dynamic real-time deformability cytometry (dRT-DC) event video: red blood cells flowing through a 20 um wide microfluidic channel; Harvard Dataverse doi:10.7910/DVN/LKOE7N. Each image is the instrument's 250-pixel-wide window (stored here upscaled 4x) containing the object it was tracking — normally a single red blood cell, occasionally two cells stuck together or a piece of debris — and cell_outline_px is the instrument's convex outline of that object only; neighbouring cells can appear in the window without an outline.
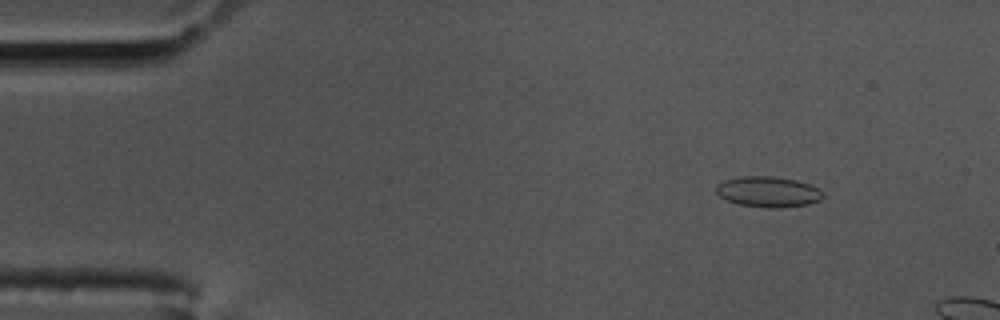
{"species": "common noctule bat (a hibernating species)", "species_latin": "Nyctalus noctula", "temperature_condition": "cold", "stored_images_in_passage": 53, "camera_frame_rate_fps": 3000, "um_per_image_px": 0.085, "animal": {"sex": "male", "body_mass_g": 17.5, "forearm_length_mm": 52.3}, "frame": {"image": 1, "passage_image": 5, "time_ms": 1.333, "image_size_px": [1000, 320], "cell_outline_px": [[824, 196], [820, 200], [808, 204], [780, 208], [768, 208], [740, 204], [728, 200], [720, 196], [716, 192], [716, 188], [724, 180], [740, 176], [772, 176], [796, 180], [808, 184], [824, 192]], "centroid_in_image_um": [65.31, 16.3], "position_along_channel_um": 19.7, "area_um2": 18.9}}
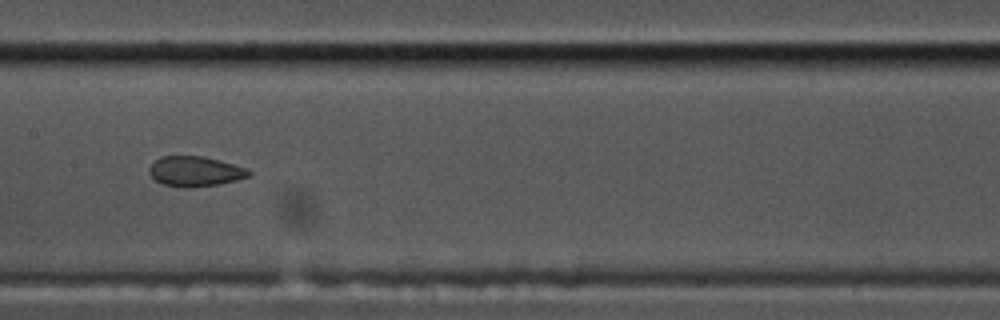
{"frame": {"image": 2, "passage_image": 27, "time_ms": 8.667, "image_size_px": [1000, 320], "cell_outline_px": [[252, 176], [220, 184], [192, 188], [184, 188], [164, 184], [156, 180], [148, 172], [148, 168], [160, 156], [204, 156], [248, 168], [252, 172]], "centroid_in_image_um": [16.62, 14.57], "position_along_channel_um": 190.8, "area_um2": 17.63}}
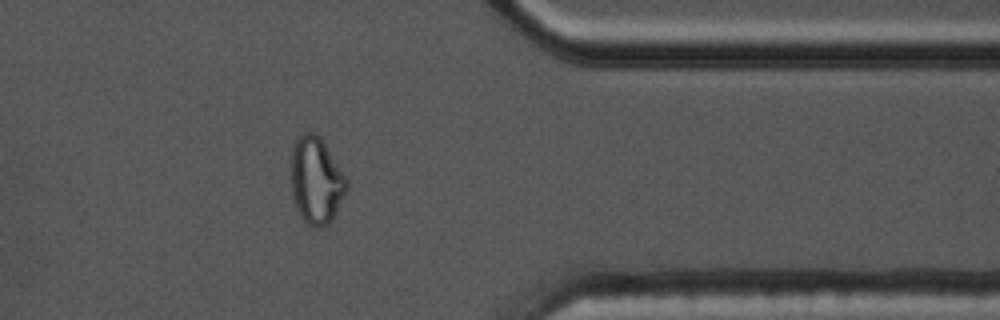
{"frame": {"image": 3, "passage_image": 45, "time_ms": 14.667, "image_size_px": [1000, 320], "cell_outline_px": [[348, 188], [332, 220], [324, 228], [316, 228], [308, 224], [304, 220], [296, 208], [292, 200], [292, 148], [296, 136], [304, 132], [312, 132], [320, 136], [348, 180]], "centroid_in_image_um": [26.87, 15.34], "position_along_channel_um": 384.5, "area_um2": 28.26}, "authors_computed_cell_mechanics": {"area_um2": 18.3226, "velocity_mm_per_s": 3.4623, "shape_relaxation_time_tau1_ms": null, "shape_relaxation_time_tau2_ms": 1.4822, "deformation_change_tau1": null, "deformation_change_tau2": 0.0672}}